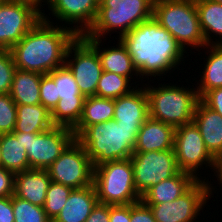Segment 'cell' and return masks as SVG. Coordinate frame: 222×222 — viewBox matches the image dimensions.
<instances>
[{"label": "cell", "mask_w": 222, "mask_h": 222, "mask_svg": "<svg viewBox=\"0 0 222 222\" xmlns=\"http://www.w3.org/2000/svg\"><path fill=\"white\" fill-rule=\"evenodd\" d=\"M117 39L126 47L141 81L176 70L187 53L154 17Z\"/></svg>", "instance_id": "obj_1"}, {"label": "cell", "mask_w": 222, "mask_h": 222, "mask_svg": "<svg viewBox=\"0 0 222 222\" xmlns=\"http://www.w3.org/2000/svg\"><path fill=\"white\" fill-rule=\"evenodd\" d=\"M45 14L42 12L41 20L9 49L16 69L48 74L65 65L67 49L78 35L70 27L50 22Z\"/></svg>", "instance_id": "obj_2"}, {"label": "cell", "mask_w": 222, "mask_h": 222, "mask_svg": "<svg viewBox=\"0 0 222 222\" xmlns=\"http://www.w3.org/2000/svg\"><path fill=\"white\" fill-rule=\"evenodd\" d=\"M139 130L110 120L88 126L76 140L85 149L93 167H96L108 161L130 158Z\"/></svg>", "instance_id": "obj_3"}, {"label": "cell", "mask_w": 222, "mask_h": 222, "mask_svg": "<svg viewBox=\"0 0 222 222\" xmlns=\"http://www.w3.org/2000/svg\"><path fill=\"white\" fill-rule=\"evenodd\" d=\"M167 84L159 83L157 87L144 85L148 98L149 117L174 128L191 123L196 105L200 100L196 88L180 87L176 83Z\"/></svg>", "instance_id": "obj_4"}, {"label": "cell", "mask_w": 222, "mask_h": 222, "mask_svg": "<svg viewBox=\"0 0 222 222\" xmlns=\"http://www.w3.org/2000/svg\"><path fill=\"white\" fill-rule=\"evenodd\" d=\"M153 17L185 52L188 46L197 51L199 47L207 46L195 0H154Z\"/></svg>", "instance_id": "obj_5"}, {"label": "cell", "mask_w": 222, "mask_h": 222, "mask_svg": "<svg viewBox=\"0 0 222 222\" xmlns=\"http://www.w3.org/2000/svg\"><path fill=\"white\" fill-rule=\"evenodd\" d=\"M154 0H99L96 20L83 38L103 39L117 32L119 38L127 34L141 22L153 17ZM120 30V32H119Z\"/></svg>", "instance_id": "obj_6"}, {"label": "cell", "mask_w": 222, "mask_h": 222, "mask_svg": "<svg viewBox=\"0 0 222 222\" xmlns=\"http://www.w3.org/2000/svg\"><path fill=\"white\" fill-rule=\"evenodd\" d=\"M93 184L99 203L126 205L141 200L134 185L133 166L130 158L108 161L94 167Z\"/></svg>", "instance_id": "obj_7"}, {"label": "cell", "mask_w": 222, "mask_h": 222, "mask_svg": "<svg viewBox=\"0 0 222 222\" xmlns=\"http://www.w3.org/2000/svg\"><path fill=\"white\" fill-rule=\"evenodd\" d=\"M75 139L73 130L64 126L36 134L21 132L30 169H47Z\"/></svg>", "instance_id": "obj_8"}, {"label": "cell", "mask_w": 222, "mask_h": 222, "mask_svg": "<svg viewBox=\"0 0 222 222\" xmlns=\"http://www.w3.org/2000/svg\"><path fill=\"white\" fill-rule=\"evenodd\" d=\"M211 185L206 178L203 180L202 177V180H197L174 201L146 205L150 207L156 222H197L200 211L204 209L215 190Z\"/></svg>", "instance_id": "obj_9"}, {"label": "cell", "mask_w": 222, "mask_h": 222, "mask_svg": "<svg viewBox=\"0 0 222 222\" xmlns=\"http://www.w3.org/2000/svg\"><path fill=\"white\" fill-rule=\"evenodd\" d=\"M46 170L52 182L63 184L72 189L93 185V163L76 139Z\"/></svg>", "instance_id": "obj_10"}, {"label": "cell", "mask_w": 222, "mask_h": 222, "mask_svg": "<svg viewBox=\"0 0 222 222\" xmlns=\"http://www.w3.org/2000/svg\"><path fill=\"white\" fill-rule=\"evenodd\" d=\"M134 185L142 196L153 185L180 172L174 149L134 152L131 156Z\"/></svg>", "instance_id": "obj_11"}, {"label": "cell", "mask_w": 222, "mask_h": 222, "mask_svg": "<svg viewBox=\"0 0 222 222\" xmlns=\"http://www.w3.org/2000/svg\"><path fill=\"white\" fill-rule=\"evenodd\" d=\"M42 10L25 0H0V44L8 50L42 18Z\"/></svg>", "instance_id": "obj_12"}, {"label": "cell", "mask_w": 222, "mask_h": 222, "mask_svg": "<svg viewBox=\"0 0 222 222\" xmlns=\"http://www.w3.org/2000/svg\"><path fill=\"white\" fill-rule=\"evenodd\" d=\"M65 66L71 71L84 97L96 95L103 68L97 51L81 35L69 45Z\"/></svg>", "instance_id": "obj_13"}, {"label": "cell", "mask_w": 222, "mask_h": 222, "mask_svg": "<svg viewBox=\"0 0 222 222\" xmlns=\"http://www.w3.org/2000/svg\"><path fill=\"white\" fill-rule=\"evenodd\" d=\"M56 85L59 101L50 112L54 126H64L73 129L82 115L85 97L79 91L71 71L64 65L48 73Z\"/></svg>", "instance_id": "obj_14"}, {"label": "cell", "mask_w": 222, "mask_h": 222, "mask_svg": "<svg viewBox=\"0 0 222 222\" xmlns=\"http://www.w3.org/2000/svg\"><path fill=\"white\" fill-rule=\"evenodd\" d=\"M174 151L180 171L191 174L196 180H201L198 169L204 164L211 167L210 169L214 168L215 158L206 149L199 129L193 121L175 128Z\"/></svg>", "instance_id": "obj_15"}, {"label": "cell", "mask_w": 222, "mask_h": 222, "mask_svg": "<svg viewBox=\"0 0 222 222\" xmlns=\"http://www.w3.org/2000/svg\"><path fill=\"white\" fill-rule=\"evenodd\" d=\"M47 5L56 21H64L67 26L75 25L71 29L80 36L94 24L99 0H47Z\"/></svg>", "instance_id": "obj_16"}, {"label": "cell", "mask_w": 222, "mask_h": 222, "mask_svg": "<svg viewBox=\"0 0 222 222\" xmlns=\"http://www.w3.org/2000/svg\"><path fill=\"white\" fill-rule=\"evenodd\" d=\"M149 118L148 98L145 86L135 88L131 93L114 99L113 120L118 125L141 128Z\"/></svg>", "instance_id": "obj_17"}, {"label": "cell", "mask_w": 222, "mask_h": 222, "mask_svg": "<svg viewBox=\"0 0 222 222\" xmlns=\"http://www.w3.org/2000/svg\"><path fill=\"white\" fill-rule=\"evenodd\" d=\"M175 128L152 118L141 126L134 152H150L174 149Z\"/></svg>", "instance_id": "obj_18"}, {"label": "cell", "mask_w": 222, "mask_h": 222, "mask_svg": "<svg viewBox=\"0 0 222 222\" xmlns=\"http://www.w3.org/2000/svg\"><path fill=\"white\" fill-rule=\"evenodd\" d=\"M50 183L46 169H28L15 174L14 195L43 207Z\"/></svg>", "instance_id": "obj_19"}, {"label": "cell", "mask_w": 222, "mask_h": 222, "mask_svg": "<svg viewBox=\"0 0 222 222\" xmlns=\"http://www.w3.org/2000/svg\"><path fill=\"white\" fill-rule=\"evenodd\" d=\"M84 39L97 51L103 71L119 74L129 79H133L134 75L139 76L137 69L133 65L131 56L120 40H118L116 46L102 48V45H100L103 43L102 39Z\"/></svg>", "instance_id": "obj_20"}, {"label": "cell", "mask_w": 222, "mask_h": 222, "mask_svg": "<svg viewBox=\"0 0 222 222\" xmlns=\"http://www.w3.org/2000/svg\"><path fill=\"white\" fill-rule=\"evenodd\" d=\"M198 127L209 153L215 158L222 153V116L198 101L192 120Z\"/></svg>", "instance_id": "obj_21"}, {"label": "cell", "mask_w": 222, "mask_h": 222, "mask_svg": "<svg viewBox=\"0 0 222 222\" xmlns=\"http://www.w3.org/2000/svg\"><path fill=\"white\" fill-rule=\"evenodd\" d=\"M98 203L94 184L73 189L65 205L52 222H85Z\"/></svg>", "instance_id": "obj_22"}, {"label": "cell", "mask_w": 222, "mask_h": 222, "mask_svg": "<svg viewBox=\"0 0 222 222\" xmlns=\"http://www.w3.org/2000/svg\"><path fill=\"white\" fill-rule=\"evenodd\" d=\"M196 181L191 174L180 171L177 175L150 187L141 196V200L145 204L172 202L184 194Z\"/></svg>", "instance_id": "obj_23"}, {"label": "cell", "mask_w": 222, "mask_h": 222, "mask_svg": "<svg viewBox=\"0 0 222 222\" xmlns=\"http://www.w3.org/2000/svg\"><path fill=\"white\" fill-rule=\"evenodd\" d=\"M42 74L16 69L10 96L16 105L40 104V82Z\"/></svg>", "instance_id": "obj_24"}, {"label": "cell", "mask_w": 222, "mask_h": 222, "mask_svg": "<svg viewBox=\"0 0 222 222\" xmlns=\"http://www.w3.org/2000/svg\"><path fill=\"white\" fill-rule=\"evenodd\" d=\"M195 5L206 44L222 45V4L212 0H195ZM214 35L219 37L213 38L215 41L212 39Z\"/></svg>", "instance_id": "obj_25"}, {"label": "cell", "mask_w": 222, "mask_h": 222, "mask_svg": "<svg viewBox=\"0 0 222 222\" xmlns=\"http://www.w3.org/2000/svg\"><path fill=\"white\" fill-rule=\"evenodd\" d=\"M114 99L98 96L85 97L79 123L72 129L77 138L88 126L113 120Z\"/></svg>", "instance_id": "obj_26"}, {"label": "cell", "mask_w": 222, "mask_h": 222, "mask_svg": "<svg viewBox=\"0 0 222 222\" xmlns=\"http://www.w3.org/2000/svg\"><path fill=\"white\" fill-rule=\"evenodd\" d=\"M1 167L19 173L29 168L28 156L21 143V132L0 135Z\"/></svg>", "instance_id": "obj_27"}, {"label": "cell", "mask_w": 222, "mask_h": 222, "mask_svg": "<svg viewBox=\"0 0 222 222\" xmlns=\"http://www.w3.org/2000/svg\"><path fill=\"white\" fill-rule=\"evenodd\" d=\"M54 125L50 112L42 105H17V119L13 132L42 133Z\"/></svg>", "instance_id": "obj_28"}, {"label": "cell", "mask_w": 222, "mask_h": 222, "mask_svg": "<svg viewBox=\"0 0 222 222\" xmlns=\"http://www.w3.org/2000/svg\"><path fill=\"white\" fill-rule=\"evenodd\" d=\"M207 50L205 53L209 54L206 57L204 64V69L202 71V78L197 82V93L199 98H201L207 91L214 88L222 87V45H207L205 47Z\"/></svg>", "instance_id": "obj_29"}, {"label": "cell", "mask_w": 222, "mask_h": 222, "mask_svg": "<svg viewBox=\"0 0 222 222\" xmlns=\"http://www.w3.org/2000/svg\"><path fill=\"white\" fill-rule=\"evenodd\" d=\"M131 81L132 80L125 76L103 71L97 84L95 96L117 99L121 96L127 95L138 87L136 84V87L132 86L134 83H131Z\"/></svg>", "instance_id": "obj_30"}, {"label": "cell", "mask_w": 222, "mask_h": 222, "mask_svg": "<svg viewBox=\"0 0 222 222\" xmlns=\"http://www.w3.org/2000/svg\"><path fill=\"white\" fill-rule=\"evenodd\" d=\"M14 222H52L43 207L12 195Z\"/></svg>", "instance_id": "obj_31"}, {"label": "cell", "mask_w": 222, "mask_h": 222, "mask_svg": "<svg viewBox=\"0 0 222 222\" xmlns=\"http://www.w3.org/2000/svg\"><path fill=\"white\" fill-rule=\"evenodd\" d=\"M72 190L71 187L51 181L43 206L45 213L51 221H53L62 210Z\"/></svg>", "instance_id": "obj_32"}, {"label": "cell", "mask_w": 222, "mask_h": 222, "mask_svg": "<svg viewBox=\"0 0 222 222\" xmlns=\"http://www.w3.org/2000/svg\"><path fill=\"white\" fill-rule=\"evenodd\" d=\"M17 119V105L10 94H0V135L12 133Z\"/></svg>", "instance_id": "obj_33"}, {"label": "cell", "mask_w": 222, "mask_h": 222, "mask_svg": "<svg viewBox=\"0 0 222 222\" xmlns=\"http://www.w3.org/2000/svg\"><path fill=\"white\" fill-rule=\"evenodd\" d=\"M56 85L53 78L49 74H42L40 82V104H42L49 112H51L57 102Z\"/></svg>", "instance_id": "obj_34"}, {"label": "cell", "mask_w": 222, "mask_h": 222, "mask_svg": "<svg viewBox=\"0 0 222 222\" xmlns=\"http://www.w3.org/2000/svg\"><path fill=\"white\" fill-rule=\"evenodd\" d=\"M16 70L13 57L9 50L0 58V94H9L13 75Z\"/></svg>", "instance_id": "obj_35"}, {"label": "cell", "mask_w": 222, "mask_h": 222, "mask_svg": "<svg viewBox=\"0 0 222 222\" xmlns=\"http://www.w3.org/2000/svg\"><path fill=\"white\" fill-rule=\"evenodd\" d=\"M130 222H156L149 206L142 200L130 204Z\"/></svg>", "instance_id": "obj_36"}, {"label": "cell", "mask_w": 222, "mask_h": 222, "mask_svg": "<svg viewBox=\"0 0 222 222\" xmlns=\"http://www.w3.org/2000/svg\"><path fill=\"white\" fill-rule=\"evenodd\" d=\"M200 100L222 116V87L207 91Z\"/></svg>", "instance_id": "obj_37"}, {"label": "cell", "mask_w": 222, "mask_h": 222, "mask_svg": "<svg viewBox=\"0 0 222 222\" xmlns=\"http://www.w3.org/2000/svg\"><path fill=\"white\" fill-rule=\"evenodd\" d=\"M15 173L0 167V197H11L14 194Z\"/></svg>", "instance_id": "obj_38"}, {"label": "cell", "mask_w": 222, "mask_h": 222, "mask_svg": "<svg viewBox=\"0 0 222 222\" xmlns=\"http://www.w3.org/2000/svg\"><path fill=\"white\" fill-rule=\"evenodd\" d=\"M109 222H130V204L110 205Z\"/></svg>", "instance_id": "obj_39"}, {"label": "cell", "mask_w": 222, "mask_h": 222, "mask_svg": "<svg viewBox=\"0 0 222 222\" xmlns=\"http://www.w3.org/2000/svg\"><path fill=\"white\" fill-rule=\"evenodd\" d=\"M110 205L97 203L85 222H109Z\"/></svg>", "instance_id": "obj_40"}, {"label": "cell", "mask_w": 222, "mask_h": 222, "mask_svg": "<svg viewBox=\"0 0 222 222\" xmlns=\"http://www.w3.org/2000/svg\"><path fill=\"white\" fill-rule=\"evenodd\" d=\"M11 197H0V222H14Z\"/></svg>", "instance_id": "obj_41"}, {"label": "cell", "mask_w": 222, "mask_h": 222, "mask_svg": "<svg viewBox=\"0 0 222 222\" xmlns=\"http://www.w3.org/2000/svg\"><path fill=\"white\" fill-rule=\"evenodd\" d=\"M215 171L213 176L217 177V180L219 181V185L222 184V153L215 157L214 159V168ZM217 173V174H216Z\"/></svg>", "instance_id": "obj_42"}, {"label": "cell", "mask_w": 222, "mask_h": 222, "mask_svg": "<svg viewBox=\"0 0 222 222\" xmlns=\"http://www.w3.org/2000/svg\"><path fill=\"white\" fill-rule=\"evenodd\" d=\"M25 1H29L32 2L34 4H36L38 7L41 8L42 5H46V4H42L43 2L46 3L47 0H25Z\"/></svg>", "instance_id": "obj_43"}, {"label": "cell", "mask_w": 222, "mask_h": 222, "mask_svg": "<svg viewBox=\"0 0 222 222\" xmlns=\"http://www.w3.org/2000/svg\"><path fill=\"white\" fill-rule=\"evenodd\" d=\"M8 51L2 44H0V58Z\"/></svg>", "instance_id": "obj_44"}, {"label": "cell", "mask_w": 222, "mask_h": 222, "mask_svg": "<svg viewBox=\"0 0 222 222\" xmlns=\"http://www.w3.org/2000/svg\"><path fill=\"white\" fill-rule=\"evenodd\" d=\"M212 1L222 4V0H212Z\"/></svg>", "instance_id": "obj_45"}, {"label": "cell", "mask_w": 222, "mask_h": 222, "mask_svg": "<svg viewBox=\"0 0 222 222\" xmlns=\"http://www.w3.org/2000/svg\"><path fill=\"white\" fill-rule=\"evenodd\" d=\"M1 146H0V167H1Z\"/></svg>", "instance_id": "obj_46"}]
</instances>
